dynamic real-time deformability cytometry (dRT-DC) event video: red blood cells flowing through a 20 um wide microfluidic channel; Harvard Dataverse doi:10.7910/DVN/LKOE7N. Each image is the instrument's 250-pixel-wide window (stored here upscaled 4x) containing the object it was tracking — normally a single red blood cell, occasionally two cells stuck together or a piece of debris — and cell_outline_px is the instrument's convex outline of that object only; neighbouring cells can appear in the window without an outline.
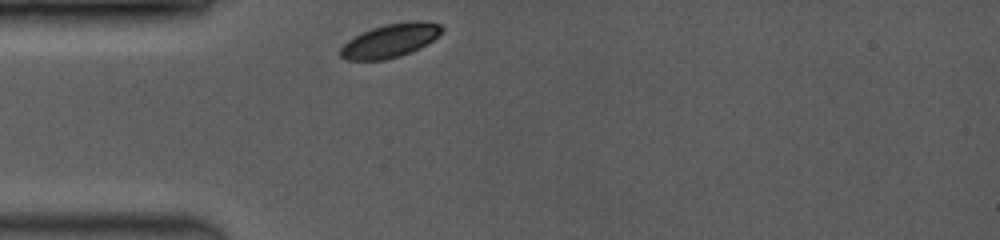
{"species": "common noctule bat (a hibernating species)", "species_latin": "Nyctalus noctula", "temperature_condition": "room temperature", "stored_images_in_passage": 5, "camera_frame_rate_fps": 3500, "um_per_image_px": 0.085, "animal": {"sex": "female", "body_mass_g": 19.0, "forearm_length_mm": 53.3}, "frame": {"image": 1, "passage_image": 1, "time_ms": 0.0, "image_size_px": [1000, 240], "cell_outline_px": [[444, 28], [432, 40], [420, 48], [412, 52], [400, 56], [384, 60], [348, 60], [340, 56], [340, 48], [348, 40], [372, 28], [384, 24], [416, 20], [420, 20], [440, 24]], "centroid_in_image_um": [33.17, 3.45], "position_along_channel_um": 51.8, "area_um2": 19.71}}
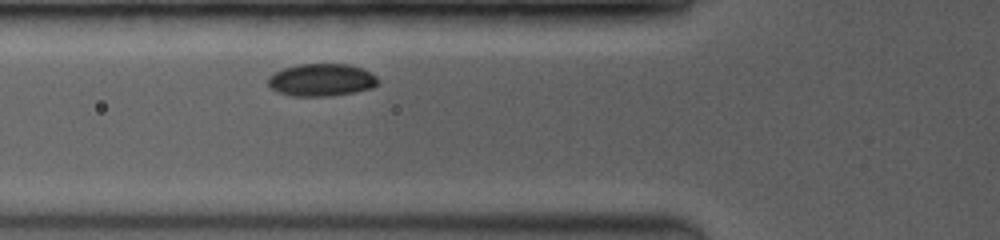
{"frame": {"image": 2, "passage_image": 5, "time_ms": 1.429, "image_size_px": [1000, 240], "cell_outline_px": [[380, 80], [372, 88], [352, 92], [328, 96], [292, 96], [276, 92], [268, 84], [268, 76], [284, 68], [300, 64], [348, 64], [372, 72]], "centroid_in_image_um": [27.32, 6.79], "position_along_channel_um": 98.5, "area_um2": 20.75}}